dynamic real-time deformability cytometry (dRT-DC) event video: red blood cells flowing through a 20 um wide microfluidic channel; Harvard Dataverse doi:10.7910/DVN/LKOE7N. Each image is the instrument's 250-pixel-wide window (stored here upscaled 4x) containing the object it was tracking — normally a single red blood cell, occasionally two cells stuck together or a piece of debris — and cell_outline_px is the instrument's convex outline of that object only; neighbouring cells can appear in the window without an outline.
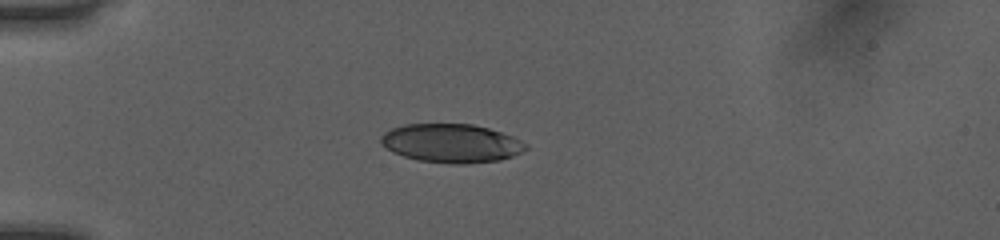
{"species": "human", "species_latin": "Homo sapiens", "temperature_condition": "room temperature", "stored_images_in_passage": 38, "camera_frame_rate_fps": 3000, "um_per_image_px": 0.085, "donor": {"sex": "female"}, "frame": {"image": 1, "passage_image": 1, "time_ms": 0.0, "image_size_px": [1000, 240], "cell_outline_px": [[528, 148], [512, 156], [500, 160], [468, 164], [452, 164], [420, 160], [404, 156], [392, 152], [380, 144], [380, 136], [384, 132], [392, 128], [404, 124], [472, 124], [488, 128], [512, 136], [528, 144]], "centroid_in_image_um": [38.34, 12.18], "position_along_channel_um": 46.7, "area_um2": 32.71}}
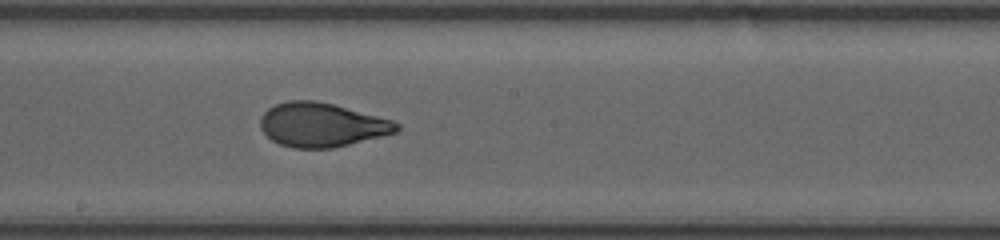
{"frame": {"image": 2, "passage_image": 16, "time_ms": 5.0, "image_size_px": [1000, 240], "cell_outline_px": [[400, 128], [396, 132], [332, 148], [292, 148], [280, 144], [272, 140], [260, 128], [260, 116], [268, 108], [276, 104], [288, 100], [316, 100], [332, 104], [392, 120], [400, 124]], "centroid_in_image_um": [27.3, 10.6], "position_along_channel_um": 220.9, "area_um2": 34.68}}
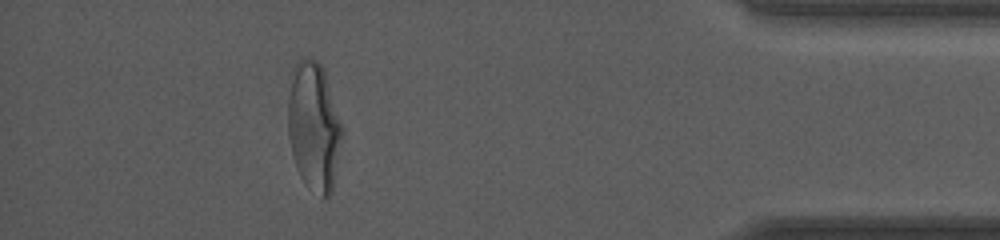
{"frame": {"image": 3, "passage_image": 33, "time_ms": 10.667, "image_size_px": [1000, 240], "cell_outline_px": [[344, 132], [332, 192], [328, 200], [324, 200], [308, 188], [304, 184], [296, 168], [292, 156], [288, 132], [288, 96], [292, 68], [296, 60], [300, 56], [308, 56], [316, 60], [324, 68], [344, 124]], "centroid_in_image_um": [26.7, 10.74], "position_along_channel_um": 408.5, "area_um2": 42.25}, "authors_computed_cell_mechanics": {"area_um2": 35.3158, "velocity_mm_per_s": 4.0588, "shape_relaxation_time_tau1_ms": 5.0349, "shape_relaxation_time_tau2_ms": 0.8237, "deformation_change_tau1": 0.2023, "deformation_change_tau2": 0.0678}}